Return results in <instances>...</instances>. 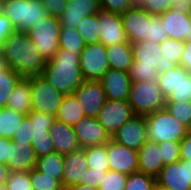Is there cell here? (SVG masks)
<instances>
[{"label": "cell", "instance_id": "6da1fadb", "mask_svg": "<svg viewBox=\"0 0 191 190\" xmlns=\"http://www.w3.org/2000/svg\"><path fill=\"white\" fill-rule=\"evenodd\" d=\"M0 56L8 67L23 78L42 75L47 61L25 32L15 31L0 48Z\"/></svg>", "mask_w": 191, "mask_h": 190}, {"label": "cell", "instance_id": "7a4b0ae2", "mask_svg": "<svg viewBox=\"0 0 191 190\" xmlns=\"http://www.w3.org/2000/svg\"><path fill=\"white\" fill-rule=\"evenodd\" d=\"M134 61L129 70L132 82L158 81L159 74L176 67L174 61H166L159 43L147 40L132 43Z\"/></svg>", "mask_w": 191, "mask_h": 190}, {"label": "cell", "instance_id": "3957f363", "mask_svg": "<svg viewBox=\"0 0 191 190\" xmlns=\"http://www.w3.org/2000/svg\"><path fill=\"white\" fill-rule=\"evenodd\" d=\"M80 54L60 49L47 60L42 76L60 93L71 94L84 81Z\"/></svg>", "mask_w": 191, "mask_h": 190}, {"label": "cell", "instance_id": "277c9868", "mask_svg": "<svg viewBox=\"0 0 191 190\" xmlns=\"http://www.w3.org/2000/svg\"><path fill=\"white\" fill-rule=\"evenodd\" d=\"M0 9L16 31L25 33L48 16L41 0H2Z\"/></svg>", "mask_w": 191, "mask_h": 190}, {"label": "cell", "instance_id": "5b68a950", "mask_svg": "<svg viewBox=\"0 0 191 190\" xmlns=\"http://www.w3.org/2000/svg\"><path fill=\"white\" fill-rule=\"evenodd\" d=\"M134 115L147 116L165 108L166 98L163 96L158 81L132 82L128 96Z\"/></svg>", "mask_w": 191, "mask_h": 190}, {"label": "cell", "instance_id": "8992f818", "mask_svg": "<svg viewBox=\"0 0 191 190\" xmlns=\"http://www.w3.org/2000/svg\"><path fill=\"white\" fill-rule=\"evenodd\" d=\"M145 117L148 139L156 143L180 142L190 131L186 126L179 123L166 108Z\"/></svg>", "mask_w": 191, "mask_h": 190}, {"label": "cell", "instance_id": "52a82bcc", "mask_svg": "<svg viewBox=\"0 0 191 190\" xmlns=\"http://www.w3.org/2000/svg\"><path fill=\"white\" fill-rule=\"evenodd\" d=\"M60 20L48 15L35 24L27 33L41 56L47 61L59 50Z\"/></svg>", "mask_w": 191, "mask_h": 190}, {"label": "cell", "instance_id": "ba28073f", "mask_svg": "<svg viewBox=\"0 0 191 190\" xmlns=\"http://www.w3.org/2000/svg\"><path fill=\"white\" fill-rule=\"evenodd\" d=\"M158 83L166 103L191 102V73L181 65L159 74Z\"/></svg>", "mask_w": 191, "mask_h": 190}, {"label": "cell", "instance_id": "9c48e42d", "mask_svg": "<svg viewBox=\"0 0 191 190\" xmlns=\"http://www.w3.org/2000/svg\"><path fill=\"white\" fill-rule=\"evenodd\" d=\"M28 79L31 86L32 111L56 117L65 95L56 90L42 75Z\"/></svg>", "mask_w": 191, "mask_h": 190}, {"label": "cell", "instance_id": "30bf717a", "mask_svg": "<svg viewBox=\"0 0 191 190\" xmlns=\"http://www.w3.org/2000/svg\"><path fill=\"white\" fill-rule=\"evenodd\" d=\"M79 66L84 80L99 81L110 69L106 46L101 42L85 45Z\"/></svg>", "mask_w": 191, "mask_h": 190}, {"label": "cell", "instance_id": "8fae6325", "mask_svg": "<svg viewBox=\"0 0 191 190\" xmlns=\"http://www.w3.org/2000/svg\"><path fill=\"white\" fill-rule=\"evenodd\" d=\"M168 38L191 42V9L172 7L159 15Z\"/></svg>", "mask_w": 191, "mask_h": 190}, {"label": "cell", "instance_id": "7c38bea8", "mask_svg": "<svg viewBox=\"0 0 191 190\" xmlns=\"http://www.w3.org/2000/svg\"><path fill=\"white\" fill-rule=\"evenodd\" d=\"M133 116L135 115L128 101L106 99L97 119L112 137Z\"/></svg>", "mask_w": 191, "mask_h": 190}, {"label": "cell", "instance_id": "4fadbf2b", "mask_svg": "<svg viewBox=\"0 0 191 190\" xmlns=\"http://www.w3.org/2000/svg\"><path fill=\"white\" fill-rule=\"evenodd\" d=\"M86 117H97L106 102L104 87L100 81L84 80L75 90Z\"/></svg>", "mask_w": 191, "mask_h": 190}, {"label": "cell", "instance_id": "5bb4252c", "mask_svg": "<svg viewBox=\"0 0 191 190\" xmlns=\"http://www.w3.org/2000/svg\"><path fill=\"white\" fill-rule=\"evenodd\" d=\"M111 139L120 145L138 151L148 139L146 117L133 116L115 132Z\"/></svg>", "mask_w": 191, "mask_h": 190}, {"label": "cell", "instance_id": "9a60e30c", "mask_svg": "<svg viewBox=\"0 0 191 190\" xmlns=\"http://www.w3.org/2000/svg\"><path fill=\"white\" fill-rule=\"evenodd\" d=\"M156 182L170 190H191V161L179 160L165 165Z\"/></svg>", "mask_w": 191, "mask_h": 190}, {"label": "cell", "instance_id": "2e32d148", "mask_svg": "<svg viewBox=\"0 0 191 190\" xmlns=\"http://www.w3.org/2000/svg\"><path fill=\"white\" fill-rule=\"evenodd\" d=\"M123 28L128 42L149 39L150 14L143 8L134 5L121 14Z\"/></svg>", "mask_w": 191, "mask_h": 190}, {"label": "cell", "instance_id": "e0dca14e", "mask_svg": "<svg viewBox=\"0 0 191 190\" xmlns=\"http://www.w3.org/2000/svg\"><path fill=\"white\" fill-rule=\"evenodd\" d=\"M109 159V170L126 175L138 171V151L120 145L114 140L106 144Z\"/></svg>", "mask_w": 191, "mask_h": 190}, {"label": "cell", "instance_id": "ac0fdd59", "mask_svg": "<svg viewBox=\"0 0 191 190\" xmlns=\"http://www.w3.org/2000/svg\"><path fill=\"white\" fill-rule=\"evenodd\" d=\"M80 148L107 144L111 136L99 123L97 117H85L73 126Z\"/></svg>", "mask_w": 191, "mask_h": 190}, {"label": "cell", "instance_id": "d6986e66", "mask_svg": "<svg viewBox=\"0 0 191 190\" xmlns=\"http://www.w3.org/2000/svg\"><path fill=\"white\" fill-rule=\"evenodd\" d=\"M98 21L100 32L99 42L106 47L128 41L120 14L101 9L98 12Z\"/></svg>", "mask_w": 191, "mask_h": 190}, {"label": "cell", "instance_id": "ffe728a7", "mask_svg": "<svg viewBox=\"0 0 191 190\" xmlns=\"http://www.w3.org/2000/svg\"><path fill=\"white\" fill-rule=\"evenodd\" d=\"M88 169V162L83 148L64 155L63 188L67 189L77 184L85 185V175Z\"/></svg>", "mask_w": 191, "mask_h": 190}, {"label": "cell", "instance_id": "44dd1931", "mask_svg": "<svg viewBox=\"0 0 191 190\" xmlns=\"http://www.w3.org/2000/svg\"><path fill=\"white\" fill-rule=\"evenodd\" d=\"M100 10V0H68L65 11L59 17L61 27L77 29L84 17Z\"/></svg>", "mask_w": 191, "mask_h": 190}, {"label": "cell", "instance_id": "7402d4cb", "mask_svg": "<svg viewBox=\"0 0 191 190\" xmlns=\"http://www.w3.org/2000/svg\"><path fill=\"white\" fill-rule=\"evenodd\" d=\"M99 81L104 87L106 99L128 100L132 83L128 72L110 68Z\"/></svg>", "mask_w": 191, "mask_h": 190}, {"label": "cell", "instance_id": "603a6c76", "mask_svg": "<svg viewBox=\"0 0 191 190\" xmlns=\"http://www.w3.org/2000/svg\"><path fill=\"white\" fill-rule=\"evenodd\" d=\"M163 167L159 144L147 139L138 150V171L156 178Z\"/></svg>", "mask_w": 191, "mask_h": 190}, {"label": "cell", "instance_id": "cb8c5ba5", "mask_svg": "<svg viewBox=\"0 0 191 190\" xmlns=\"http://www.w3.org/2000/svg\"><path fill=\"white\" fill-rule=\"evenodd\" d=\"M50 133L55 152L67 155L80 149L73 126L56 119Z\"/></svg>", "mask_w": 191, "mask_h": 190}, {"label": "cell", "instance_id": "d4e9b609", "mask_svg": "<svg viewBox=\"0 0 191 190\" xmlns=\"http://www.w3.org/2000/svg\"><path fill=\"white\" fill-rule=\"evenodd\" d=\"M37 157L32 144H14L11 140L9 171H30L36 166Z\"/></svg>", "mask_w": 191, "mask_h": 190}, {"label": "cell", "instance_id": "484cf974", "mask_svg": "<svg viewBox=\"0 0 191 190\" xmlns=\"http://www.w3.org/2000/svg\"><path fill=\"white\" fill-rule=\"evenodd\" d=\"M109 68L129 72L134 61L132 43L125 42L106 47Z\"/></svg>", "mask_w": 191, "mask_h": 190}, {"label": "cell", "instance_id": "4316f807", "mask_svg": "<svg viewBox=\"0 0 191 190\" xmlns=\"http://www.w3.org/2000/svg\"><path fill=\"white\" fill-rule=\"evenodd\" d=\"M6 107L25 115L32 111L31 86L28 78H22L19 81L10 95Z\"/></svg>", "mask_w": 191, "mask_h": 190}, {"label": "cell", "instance_id": "83f0119b", "mask_svg": "<svg viewBox=\"0 0 191 190\" xmlns=\"http://www.w3.org/2000/svg\"><path fill=\"white\" fill-rule=\"evenodd\" d=\"M85 117L86 115L84 114L77 97L74 93H71L65 95L55 118L65 124L74 126Z\"/></svg>", "mask_w": 191, "mask_h": 190}, {"label": "cell", "instance_id": "f1b7e54d", "mask_svg": "<svg viewBox=\"0 0 191 190\" xmlns=\"http://www.w3.org/2000/svg\"><path fill=\"white\" fill-rule=\"evenodd\" d=\"M64 155L52 152L37 158L35 169L44 175L58 180L63 185Z\"/></svg>", "mask_w": 191, "mask_h": 190}, {"label": "cell", "instance_id": "f546056e", "mask_svg": "<svg viewBox=\"0 0 191 190\" xmlns=\"http://www.w3.org/2000/svg\"><path fill=\"white\" fill-rule=\"evenodd\" d=\"M23 77L8 67L0 56V106L6 107L8 99Z\"/></svg>", "mask_w": 191, "mask_h": 190}, {"label": "cell", "instance_id": "4dcf8cb0", "mask_svg": "<svg viewBox=\"0 0 191 190\" xmlns=\"http://www.w3.org/2000/svg\"><path fill=\"white\" fill-rule=\"evenodd\" d=\"M27 115L3 107L0 111V137L12 139Z\"/></svg>", "mask_w": 191, "mask_h": 190}, {"label": "cell", "instance_id": "1f68e13d", "mask_svg": "<svg viewBox=\"0 0 191 190\" xmlns=\"http://www.w3.org/2000/svg\"><path fill=\"white\" fill-rule=\"evenodd\" d=\"M26 117L31 122L34 140L51 138L50 128L56 120L53 115L38 111H31Z\"/></svg>", "mask_w": 191, "mask_h": 190}, {"label": "cell", "instance_id": "d6a6232c", "mask_svg": "<svg viewBox=\"0 0 191 190\" xmlns=\"http://www.w3.org/2000/svg\"><path fill=\"white\" fill-rule=\"evenodd\" d=\"M85 45L86 44L77 29L61 27L59 35L60 49L80 54L85 48Z\"/></svg>", "mask_w": 191, "mask_h": 190}, {"label": "cell", "instance_id": "836d02e7", "mask_svg": "<svg viewBox=\"0 0 191 190\" xmlns=\"http://www.w3.org/2000/svg\"><path fill=\"white\" fill-rule=\"evenodd\" d=\"M77 31L80 33L86 45L99 42L100 32L98 13L84 17L83 21L78 26Z\"/></svg>", "mask_w": 191, "mask_h": 190}, {"label": "cell", "instance_id": "e575fe53", "mask_svg": "<svg viewBox=\"0 0 191 190\" xmlns=\"http://www.w3.org/2000/svg\"><path fill=\"white\" fill-rule=\"evenodd\" d=\"M88 162V168L93 170H109V159L106 144L83 148Z\"/></svg>", "mask_w": 191, "mask_h": 190}, {"label": "cell", "instance_id": "d590c367", "mask_svg": "<svg viewBox=\"0 0 191 190\" xmlns=\"http://www.w3.org/2000/svg\"><path fill=\"white\" fill-rule=\"evenodd\" d=\"M161 52L166 61H174L180 65L181 58L185 49V42L175 39H165L160 43Z\"/></svg>", "mask_w": 191, "mask_h": 190}, {"label": "cell", "instance_id": "8d00e7d4", "mask_svg": "<svg viewBox=\"0 0 191 190\" xmlns=\"http://www.w3.org/2000/svg\"><path fill=\"white\" fill-rule=\"evenodd\" d=\"M155 182L153 176L137 171L128 175L125 190H154Z\"/></svg>", "mask_w": 191, "mask_h": 190}, {"label": "cell", "instance_id": "74e56055", "mask_svg": "<svg viewBox=\"0 0 191 190\" xmlns=\"http://www.w3.org/2000/svg\"><path fill=\"white\" fill-rule=\"evenodd\" d=\"M32 190H65L60 181L42 174L35 168L30 170Z\"/></svg>", "mask_w": 191, "mask_h": 190}, {"label": "cell", "instance_id": "f35d334b", "mask_svg": "<svg viewBox=\"0 0 191 190\" xmlns=\"http://www.w3.org/2000/svg\"><path fill=\"white\" fill-rule=\"evenodd\" d=\"M165 108L179 123L191 130V102L166 103Z\"/></svg>", "mask_w": 191, "mask_h": 190}, {"label": "cell", "instance_id": "ab89813d", "mask_svg": "<svg viewBox=\"0 0 191 190\" xmlns=\"http://www.w3.org/2000/svg\"><path fill=\"white\" fill-rule=\"evenodd\" d=\"M6 190H32L30 171H9Z\"/></svg>", "mask_w": 191, "mask_h": 190}, {"label": "cell", "instance_id": "60d3db41", "mask_svg": "<svg viewBox=\"0 0 191 190\" xmlns=\"http://www.w3.org/2000/svg\"><path fill=\"white\" fill-rule=\"evenodd\" d=\"M128 175L108 170L102 179L99 190H125V183Z\"/></svg>", "mask_w": 191, "mask_h": 190}, {"label": "cell", "instance_id": "b9f144b4", "mask_svg": "<svg viewBox=\"0 0 191 190\" xmlns=\"http://www.w3.org/2000/svg\"><path fill=\"white\" fill-rule=\"evenodd\" d=\"M135 5L155 16H159L172 8L171 0H137Z\"/></svg>", "mask_w": 191, "mask_h": 190}, {"label": "cell", "instance_id": "7bdbcfd3", "mask_svg": "<svg viewBox=\"0 0 191 190\" xmlns=\"http://www.w3.org/2000/svg\"><path fill=\"white\" fill-rule=\"evenodd\" d=\"M162 154L163 165L178 162L180 160L179 142H161L158 143Z\"/></svg>", "mask_w": 191, "mask_h": 190}, {"label": "cell", "instance_id": "ee69618b", "mask_svg": "<svg viewBox=\"0 0 191 190\" xmlns=\"http://www.w3.org/2000/svg\"><path fill=\"white\" fill-rule=\"evenodd\" d=\"M14 144H32L34 141L32 125L30 120L25 117L19 125L14 137L11 139Z\"/></svg>", "mask_w": 191, "mask_h": 190}, {"label": "cell", "instance_id": "f6af8a7d", "mask_svg": "<svg viewBox=\"0 0 191 190\" xmlns=\"http://www.w3.org/2000/svg\"><path fill=\"white\" fill-rule=\"evenodd\" d=\"M101 9L123 14L135 5L134 0H100Z\"/></svg>", "mask_w": 191, "mask_h": 190}, {"label": "cell", "instance_id": "bcb514c9", "mask_svg": "<svg viewBox=\"0 0 191 190\" xmlns=\"http://www.w3.org/2000/svg\"><path fill=\"white\" fill-rule=\"evenodd\" d=\"M165 39H168V36L164 30V27L161 26L160 17L150 14V30L148 41L160 44Z\"/></svg>", "mask_w": 191, "mask_h": 190}, {"label": "cell", "instance_id": "7dc6e473", "mask_svg": "<svg viewBox=\"0 0 191 190\" xmlns=\"http://www.w3.org/2000/svg\"><path fill=\"white\" fill-rule=\"evenodd\" d=\"M48 15L59 18L66 9L68 0H41Z\"/></svg>", "mask_w": 191, "mask_h": 190}, {"label": "cell", "instance_id": "c3c4849f", "mask_svg": "<svg viewBox=\"0 0 191 190\" xmlns=\"http://www.w3.org/2000/svg\"><path fill=\"white\" fill-rule=\"evenodd\" d=\"M32 147L37 158L55 151L51 138L35 139L32 143Z\"/></svg>", "mask_w": 191, "mask_h": 190}, {"label": "cell", "instance_id": "681fc988", "mask_svg": "<svg viewBox=\"0 0 191 190\" xmlns=\"http://www.w3.org/2000/svg\"><path fill=\"white\" fill-rule=\"evenodd\" d=\"M108 170H93L92 168L86 171L85 185L99 188L102 179L106 176Z\"/></svg>", "mask_w": 191, "mask_h": 190}, {"label": "cell", "instance_id": "f907efd6", "mask_svg": "<svg viewBox=\"0 0 191 190\" xmlns=\"http://www.w3.org/2000/svg\"><path fill=\"white\" fill-rule=\"evenodd\" d=\"M15 31L11 21L0 11V48L5 40Z\"/></svg>", "mask_w": 191, "mask_h": 190}, {"label": "cell", "instance_id": "816d5d0a", "mask_svg": "<svg viewBox=\"0 0 191 190\" xmlns=\"http://www.w3.org/2000/svg\"><path fill=\"white\" fill-rule=\"evenodd\" d=\"M11 139L0 137V163L7 165L10 162Z\"/></svg>", "mask_w": 191, "mask_h": 190}, {"label": "cell", "instance_id": "f5cc1de1", "mask_svg": "<svg viewBox=\"0 0 191 190\" xmlns=\"http://www.w3.org/2000/svg\"><path fill=\"white\" fill-rule=\"evenodd\" d=\"M180 145V160L191 161V130L179 142Z\"/></svg>", "mask_w": 191, "mask_h": 190}, {"label": "cell", "instance_id": "db71d44e", "mask_svg": "<svg viewBox=\"0 0 191 190\" xmlns=\"http://www.w3.org/2000/svg\"><path fill=\"white\" fill-rule=\"evenodd\" d=\"M180 65L191 73V42H185V49L181 58Z\"/></svg>", "mask_w": 191, "mask_h": 190}, {"label": "cell", "instance_id": "11a10c76", "mask_svg": "<svg viewBox=\"0 0 191 190\" xmlns=\"http://www.w3.org/2000/svg\"><path fill=\"white\" fill-rule=\"evenodd\" d=\"M8 174H9V169L7 165L0 163V185H5Z\"/></svg>", "mask_w": 191, "mask_h": 190}, {"label": "cell", "instance_id": "9f6ffc18", "mask_svg": "<svg viewBox=\"0 0 191 190\" xmlns=\"http://www.w3.org/2000/svg\"><path fill=\"white\" fill-rule=\"evenodd\" d=\"M172 7H186L191 9V0H171Z\"/></svg>", "mask_w": 191, "mask_h": 190}, {"label": "cell", "instance_id": "6f0895ef", "mask_svg": "<svg viewBox=\"0 0 191 190\" xmlns=\"http://www.w3.org/2000/svg\"><path fill=\"white\" fill-rule=\"evenodd\" d=\"M65 190H99V189L93 186L90 187L83 184H77V185L70 186Z\"/></svg>", "mask_w": 191, "mask_h": 190}, {"label": "cell", "instance_id": "680465c9", "mask_svg": "<svg viewBox=\"0 0 191 190\" xmlns=\"http://www.w3.org/2000/svg\"><path fill=\"white\" fill-rule=\"evenodd\" d=\"M154 189H155V190H170L169 188L164 187V186L160 185V184L157 183V182H155Z\"/></svg>", "mask_w": 191, "mask_h": 190}, {"label": "cell", "instance_id": "91938a15", "mask_svg": "<svg viewBox=\"0 0 191 190\" xmlns=\"http://www.w3.org/2000/svg\"><path fill=\"white\" fill-rule=\"evenodd\" d=\"M0 190H6V185H0Z\"/></svg>", "mask_w": 191, "mask_h": 190}]
</instances>
